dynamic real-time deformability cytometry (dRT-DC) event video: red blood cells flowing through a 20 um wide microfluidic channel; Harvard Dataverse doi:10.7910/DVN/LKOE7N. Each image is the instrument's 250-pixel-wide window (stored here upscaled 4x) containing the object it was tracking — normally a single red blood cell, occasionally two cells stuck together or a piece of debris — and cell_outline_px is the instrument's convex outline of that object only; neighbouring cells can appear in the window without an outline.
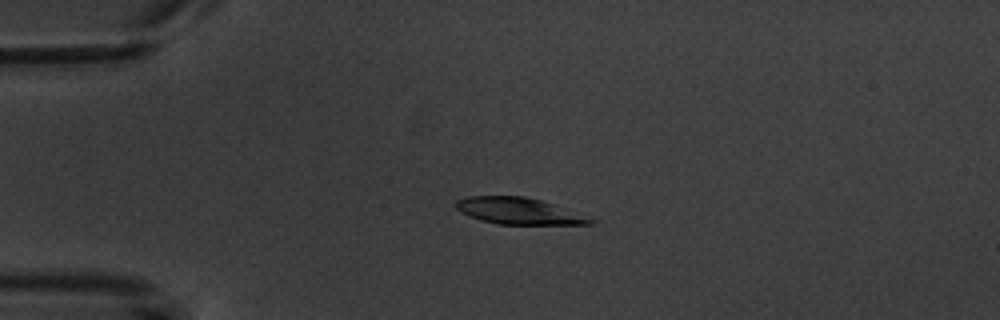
{"species": "common noctule bat (a hibernating species)", "species_latin": "Nyctalus noctula", "temperature_condition": "warm", "stored_images_in_passage": 3, "camera_frame_rate_fps": 3000, "um_per_image_px": 0.085, "animal": {"sex": "male", "body_mass_g": 20.1, "forearm_length_mm": 53.5}, "frame": {"image": 1, "passage_image": 2, "time_ms": 1.333, "image_size_px": [1000, 320], "cell_outline_px": [[596, 224], [500, 224], [480, 220], [460, 212], [456, 208], [456, 200], [468, 196], [524, 196], [540, 200], [552, 204], [596, 220]], "centroid_in_image_um": [44.05, 17.93], "position_along_channel_um": 40.9, "area_um2": 20.46}}